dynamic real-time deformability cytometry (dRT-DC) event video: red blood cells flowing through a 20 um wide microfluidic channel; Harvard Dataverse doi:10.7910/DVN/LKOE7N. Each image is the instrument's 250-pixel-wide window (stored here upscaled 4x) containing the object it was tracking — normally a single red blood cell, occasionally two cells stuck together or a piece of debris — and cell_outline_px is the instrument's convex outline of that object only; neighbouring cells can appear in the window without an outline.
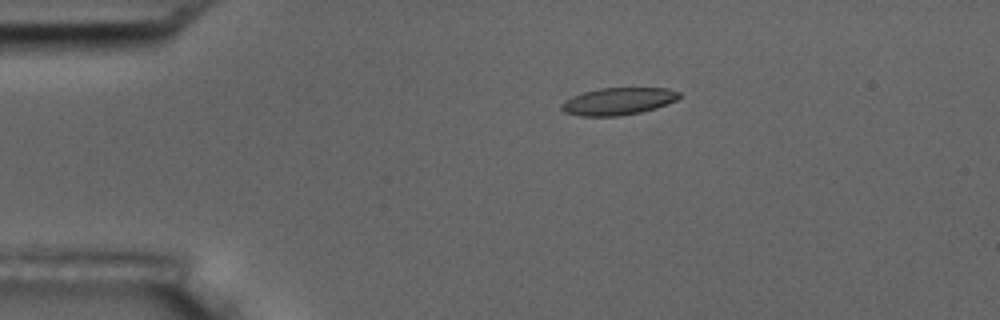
{"species": "common noctule bat (a hibernating species)", "species_latin": "Nyctalus noctula", "temperature_condition": "room temperature", "stored_images_in_passage": 15, "camera_frame_rate_fps": 3000, "um_per_image_px": 0.085, "animal": {"sex": "male", "body_mass_g": 17.5, "forearm_length_mm": 52.3}, "frame": {"image": 1, "passage_image": 3, "time_ms": 0.667, "image_size_px": [1000, 320], "cell_outline_px": [[680, 96], [676, 100], [656, 108], [640, 112], [620, 116], [580, 116], [564, 112], [560, 108], [560, 104], [564, 100], [572, 96], [584, 92], [600, 88], [668, 88], [680, 92]], "centroid_in_image_um": [52.52, 8.61], "position_along_channel_um": 32.5, "area_um2": 18.73}}
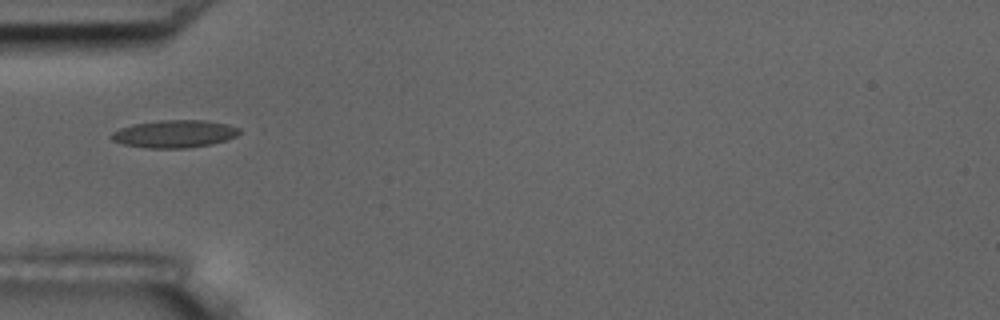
{"frame": {"image": 2, "passage_image": 5, "time_ms": 1.333, "image_size_px": [1000, 320], "cell_outline_px": [[240, 132], [236, 136], [212, 144], [188, 148], [144, 148], [124, 144], [112, 140], [108, 136], [112, 132], [120, 128], [132, 124], [156, 120], [204, 120], [228, 124], [240, 128]], "centroid_in_image_um": [14.8, 11.37], "position_along_channel_um": 70.2, "area_um2": 20.75}}
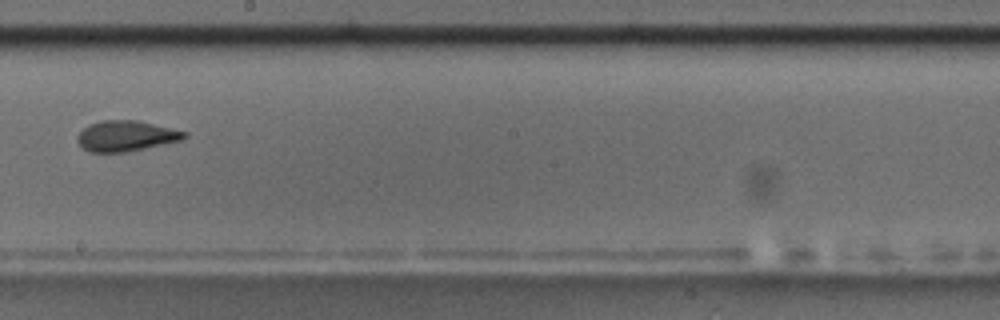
{"frame": {"image": 3, "passage_image": 9, "time_ms": 2.667, "image_size_px": [1000, 320], "cell_outline_px": [[188, 136], [184, 140], [128, 152], [88, 152], [80, 148], [76, 140], [76, 136], [88, 124], [100, 120], [136, 120], [188, 132]], "centroid_in_image_um": [10.69, 11.57], "position_along_channel_um": 237.5, "area_um2": 19.42}}